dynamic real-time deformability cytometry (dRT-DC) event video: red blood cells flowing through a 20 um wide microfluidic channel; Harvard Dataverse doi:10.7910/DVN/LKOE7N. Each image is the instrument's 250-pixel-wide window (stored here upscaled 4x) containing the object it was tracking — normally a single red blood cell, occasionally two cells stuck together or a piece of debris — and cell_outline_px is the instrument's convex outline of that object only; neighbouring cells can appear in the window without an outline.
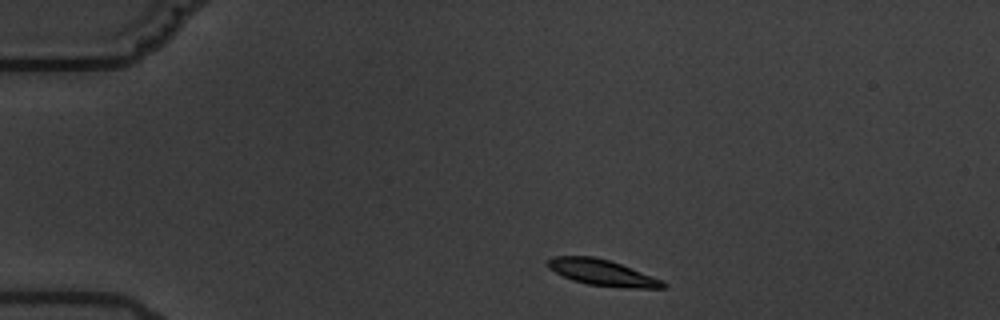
{"species": "common noctule bat (a hibernating species)", "species_latin": "Nyctalus noctula", "temperature_condition": "warm", "stored_images_in_passage": 2, "camera_frame_rate_fps": 3000, "um_per_image_px": 0.085, "animal": {"sex": "male", "body_mass_g": 19.5, "forearm_length_mm": 54.6}, "frame": {"image": 1, "passage_image": 1, "time_ms": 0.0, "image_size_px": [1000, 320], "cell_outline_px": [[668, 284], [664, 288], [636, 288], [588, 284], [572, 280], [548, 268], [548, 260], [552, 256], [592, 256], [608, 260], [620, 264], [652, 276]], "centroid_in_image_um": [51.17, 23.16], "position_along_channel_um": 33.8, "area_um2": 17.05}}